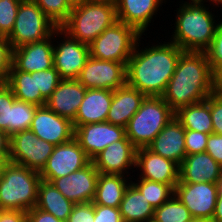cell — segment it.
<instances>
[{
  "mask_svg": "<svg viewBox=\"0 0 222 222\" xmlns=\"http://www.w3.org/2000/svg\"><path fill=\"white\" fill-rule=\"evenodd\" d=\"M43 13L58 27L69 18L73 6L68 0H33Z\"/></svg>",
  "mask_w": 222,
  "mask_h": 222,
  "instance_id": "obj_34",
  "label": "cell"
},
{
  "mask_svg": "<svg viewBox=\"0 0 222 222\" xmlns=\"http://www.w3.org/2000/svg\"><path fill=\"white\" fill-rule=\"evenodd\" d=\"M206 5L209 4L199 0H182L177 8L170 41L183 51L205 52L210 47L222 19H215Z\"/></svg>",
  "mask_w": 222,
  "mask_h": 222,
  "instance_id": "obj_3",
  "label": "cell"
},
{
  "mask_svg": "<svg viewBox=\"0 0 222 222\" xmlns=\"http://www.w3.org/2000/svg\"><path fill=\"white\" fill-rule=\"evenodd\" d=\"M194 218L189 209L173 194L165 203L155 208L153 220L157 222H190Z\"/></svg>",
  "mask_w": 222,
  "mask_h": 222,
  "instance_id": "obj_31",
  "label": "cell"
},
{
  "mask_svg": "<svg viewBox=\"0 0 222 222\" xmlns=\"http://www.w3.org/2000/svg\"><path fill=\"white\" fill-rule=\"evenodd\" d=\"M147 222H157V221H155V220L151 219V220H149V221H147Z\"/></svg>",
  "mask_w": 222,
  "mask_h": 222,
  "instance_id": "obj_56",
  "label": "cell"
},
{
  "mask_svg": "<svg viewBox=\"0 0 222 222\" xmlns=\"http://www.w3.org/2000/svg\"><path fill=\"white\" fill-rule=\"evenodd\" d=\"M217 185L222 186V177L218 180Z\"/></svg>",
  "mask_w": 222,
  "mask_h": 222,
  "instance_id": "obj_55",
  "label": "cell"
},
{
  "mask_svg": "<svg viewBox=\"0 0 222 222\" xmlns=\"http://www.w3.org/2000/svg\"><path fill=\"white\" fill-rule=\"evenodd\" d=\"M190 222H211V221H209V220H202V219H193Z\"/></svg>",
  "mask_w": 222,
  "mask_h": 222,
  "instance_id": "obj_52",
  "label": "cell"
},
{
  "mask_svg": "<svg viewBox=\"0 0 222 222\" xmlns=\"http://www.w3.org/2000/svg\"><path fill=\"white\" fill-rule=\"evenodd\" d=\"M66 222H94L93 202L75 203Z\"/></svg>",
  "mask_w": 222,
  "mask_h": 222,
  "instance_id": "obj_42",
  "label": "cell"
},
{
  "mask_svg": "<svg viewBox=\"0 0 222 222\" xmlns=\"http://www.w3.org/2000/svg\"><path fill=\"white\" fill-rule=\"evenodd\" d=\"M53 40V41H52ZM52 36L13 49L12 65L19 71L33 73L54 67Z\"/></svg>",
  "mask_w": 222,
  "mask_h": 222,
  "instance_id": "obj_19",
  "label": "cell"
},
{
  "mask_svg": "<svg viewBox=\"0 0 222 222\" xmlns=\"http://www.w3.org/2000/svg\"><path fill=\"white\" fill-rule=\"evenodd\" d=\"M94 222H123L119 208L94 204Z\"/></svg>",
  "mask_w": 222,
  "mask_h": 222,
  "instance_id": "obj_43",
  "label": "cell"
},
{
  "mask_svg": "<svg viewBox=\"0 0 222 222\" xmlns=\"http://www.w3.org/2000/svg\"><path fill=\"white\" fill-rule=\"evenodd\" d=\"M141 38L126 65V84L146 96H162L184 51L171 41L141 48Z\"/></svg>",
  "mask_w": 222,
  "mask_h": 222,
  "instance_id": "obj_1",
  "label": "cell"
},
{
  "mask_svg": "<svg viewBox=\"0 0 222 222\" xmlns=\"http://www.w3.org/2000/svg\"><path fill=\"white\" fill-rule=\"evenodd\" d=\"M131 177L99 173L93 204L119 208Z\"/></svg>",
  "mask_w": 222,
  "mask_h": 222,
  "instance_id": "obj_26",
  "label": "cell"
},
{
  "mask_svg": "<svg viewBox=\"0 0 222 222\" xmlns=\"http://www.w3.org/2000/svg\"><path fill=\"white\" fill-rule=\"evenodd\" d=\"M206 152L222 166V135L209 134Z\"/></svg>",
  "mask_w": 222,
  "mask_h": 222,
  "instance_id": "obj_44",
  "label": "cell"
},
{
  "mask_svg": "<svg viewBox=\"0 0 222 222\" xmlns=\"http://www.w3.org/2000/svg\"><path fill=\"white\" fill-rule=\"evenodd\" d=\"M55 145L39 139L33 131H19L10 136L9 161L41 172Z\"/></svg>",
  "mask_w": 222,
  "mask_h": 222,
  "instance_id": "obj_9",
  "label": "cell"
},
{
  "mask_svg": "<svg viewBox=\"0 0 222 222\" xmlns=\"http://www.w3.org/2000/svg\"><path fill=\"white\" fill-rule=\"evenodd\" d=\"M16 100L12 89L7 85H0V130L9 135L11 107Z\"/></svg>",
  "mask_w": 222,
  "mask_h": 222,
  "instance_id": "obj_37",
  "label": "cell"
},
{
  "mask_svg": "<svg viewBox=\"0 0 222 222\" xmlns=\"http://www.w3.org/2000/svg\"><path fill=\"white\" fill-rule=\"evenodd\" d=\"M219 88L222 90V74L219 76Z\"/></svg>",
  "mask_w": 222,
  "mask_h": 222,
  "instance_id": "obj_53",
  "label": "cell"
},
{
  "mask_svg": "<svg viewBox=\"0 0 222 222\" xmlns=\"http://www.w3.org/2000/svg\"><path fill=\"white\" fill-rule=\"evenodd\" d=\"M136 150L125 136L122 140L108 145L92 162L99 173L129 176L128 171L135 168Z\"/></svg>",
  "mask_w": 222,
  "mask_h": 222,
  "instance_id": "obj_18",
  "label": "cell"
},
{
  "mask_svg": "<svg viewBox=\"0 0 222 222\" xmlns=\"http://www.w3.org/2000/svg\"><path fill=\"white\" fill-rule=\"evenodd\" d=\"M40 173L6 162L0 177V210L29 211L36 206Z\"/></svg>",
  "mask_w": 222,
  "mask_h": 222,
  "instance_id": "obj_5",
  "label": "cell"
},
{
  "mask_svg": "<svg viewBox=\"0 0 222 222\" xmlns=\"http://www.w3.org/2000/svg\"><path fill=\"white\" fill-rule=\"evenodd\" d=\"M174 194L194 219L212 220L219 194L217 183H177Z\"/></svg>",
  "mask_w": 222,
  "mask_h": 222,
  "instance_id": "obj_12",
  "label": "cell"
},
{
  "mask_svg": "<svg viewBox=\"0 0 222 222\" xmlns=\"http://www.w3.org/2000/svg\"><path fill=\"white\" fill-rule=\"evenodd\" d=\"M57 28L33 0H21L12 32L7 39L14 49L48 38Z\"/></svg>",
  "mask_w": 222,
  "mask_h": 222,
  "instance_id": "obj_8",
  "label": "cell"
},
{
  "mask_svg": "<svg viewBox=\"0 0 222 222\" xmlns=\"http://www.w3.org/2000/svg\"><path fill=\"white\" fill-rule=\"evenodd\" d=\"M10 155V136L5 132L0 130V158L5 162L9 161Z\"/></svg>",
  "mask_w": 222,
  "mask_h": 222,
  "instance_id": "obj_47",
  "label": "cell"
},
{
  "mask_svg": "<svg viewBox=\"0 0 222 222\" xmlns=\"http://www.w3.org/2000/svg\"><path fill=\"white\" fill-rule=\"evenodd\" d=\"M85 92L86 88L77 79H62L45 105L59 116L73 121Z\"/></svg>",
  "mask_w": 222,
  "mask_h": 222,
  "instance_id": "obj_22",
  "label": "cell"
},
{
  "mask_svg": "<svg viewBox=\"0 0 222 222\" xmlns=\"http://www.w3.org/2000/svg\"><path fill=\"white\" fill-rule=\"evenodd\" d=\"M210 113L213 133L222 135V90L220 88L210 95Z\"/></svg>",
  "mask_w": 222,
  "mask_h": 222,
  "instance_id": "obj_41",
  "label": "cell"
},
{
  "mask_svg": "<svg viewBox=\"0 0 222 222\" xmlns=\"http://www.w3.org/2000/svg\"><path fill=\"white\" fill-rule=\"evenodd\" d=\"M135 168L140 171L138 179L169 184L173 189L179 182V165L153 153L147 147L136 150Z\"/></svg>",
  "mask_w": 222,
  "mask_h": 222,
  "instance_id": "obj_17",
  "label": "cell"
},
{
  "mask_svg": "<svg viewBox=\"0 0 222 222\" xmlns=\"http://www.w3.org/2000/svg\"><path fill=\"white\" fill-rule=\"evenodd\" d=\"M58 36L61 42L56 41L59 44H54V68L58 71L61 79H78L82 68L90 57L89 46L72 38L61 27H58L54 32L55 39Z\"/></svg>",
  "mask_w": 222,
  "mask_h": 222,
  "instance_id": "obj_10",
  "label": "cell"
},
{
  "mask_svg": "<svg viewBox=\"0 0 222 222\" xmlns=\"http://www.w3.org/2000/svg\"><path fill=\"white\" fill-rule=\"evenodd\" d=\"M6 162L0 158V177H1V173H2V169H3V166Z\"/></svg>",
  "mask_w": 222,
  "mask_h": 222,
  "instance_id": "obj_51",
  "label": "cell"
},
{
  "mask_svg": "<svg viewBox=\"0 0 222 222\" xmlns=\"http://www.w3.org/2000/svg\"><path fill=\"white\" fill-rule=\"evenodd\" d=\"M7 85L12 89L17 100L44 106L46 100L37 91L36 72L28 73L17 70L13 65L9 71Z\"/></svg>",
  "mask_w": 222,
  "mask_h": 222,
  "instance_id": "obj_30",
  "label": "cell"
},
{
  "mask_svg": "<svg viewBox=\"0 0 222 222\" xmlns=\"http://www.w3.org/2000/svg\"><path fill=\"white\" fill-rule=\"evenodd\" d=\"M145 97L144 93L127 84L113 90V99L106 121L126 127L130 118L139 110Z\"/></svg>",
  "mask_w": 222,
  "mask_h": 222,
  "instance_id": "obj_25",
  "label": "cell"
},
{
  "mask_svg": "<svg viewBox=\"0 0 222 222\" xmlns=\"http://www.w3.org/2000/svg\"><path fill=\"white\" fill-rule=\"evenodd\" d=\"M218 195H222V186H218Z\"/></svg>",
  "mask_w": 222,
  "mask_h": 222,
  "instance_id": "obj_54",
  "label": "cell"
},
{
  "mask_svg": "<svg viewBox=\"0 0 222 222\" xmlns=\"http://www.w3.org/2000/svg\"><path fill=\"white\" fill-rule=\"evenodd\" d=\"M21 0H0V35L8 37L13 29Z\"/></svg>",
  "mask_w": 222,
  "mask_h": 222,
  "instance_id": "obj_35",
  "label": "cell"
},
{
  "mask_svg": "<svg viewBox=\"0 0 222 222\" xmlns=\"http://www.w3.org/2000/svg\"><path fill=\"white\" fill-rule=\"evenodd\" d=\"M125 136V127L107 121L74 128V138L91 161L108 145L122 140Z\"/></svg>",
  "mask_w": 222,
  "mask_h": 222,
  "instance_id": "obj_14",
  "label": "cell"
},
{
  "mask_svg": "<svg viewBox=\"0 0 222 222\" xmlns=\"http://www.w3.org/2000/svg\"><path fill=\"white\" fill-rule=\"evenodd\" d=\"M13 49L5 36H0V85L7 84L12 66Z\"/></svg>",
  "mask_w": 222,
  "mask_h": 222,
  "instance_id": "obj_39",
  "label": "cell"
},
{
  "mask_svg": "<svg viewBox=\"0 0 222 222\" xmlns=\"http://www.w3.org/2000/svg\"><path fill=\"white\" fill-rule=\"evenodd\" d=\"M37 107L35 104L17 99L13 102L9 123V136L16 132L30 129Z\"/></svg>",
  "mask_w": 222,
  "mask_h": 222,
  "instance_id": "obj_33",
  "label": "cell"
},
{
  "mask_svg": "<svg viewBox=\"0 0 222 222\" xmlns=\"http://www.w3.org/2000/svg\"><path fill=\"white\" fill-rule=\"evenodd\" d=\"M141 36L135 28L117 20L89 45L90 57L127 65Z\"/></svg>",
  "mask_w": 222,
  "mask_h": 222,
  "instance_id": "obj_7",
  "label": "cell"
},
{
  "mask_svg": "<svg viewBox=\"0 0 222 222\" xmlns=\"http://www.w3.org/2000/svg\"><path fill=\"white\" fill-rule=\"evenodd\" d=\"M91 160L75 138L56 145L40 172L41 180L51 182L87 166Z\"/></svg>",
  "mask_w": 222,
  "mask_h": 222,
  "instance_id": "obj_11",
  "label": "cell"
},
{
  "mask_svg": "<svg viewBox=\"0 0 222 222\" xmlns=\"http://www.w3.org/2000/svg\"><path fill=\"white\" fill-rule=\"evenodd\" d=\"M209 134L185 130V150L187 155L206 152Z\"/></svg>",
  "mask_w": 222,
  "mask_h": 222,
  "instance_id": "obj_40",
  "label": "cell"
},
{
  "mask_svg": "<svg viewBox=\"0 0 222 222\" xmlns=\"http://www.w3.org/2000/svg\"><path fill=\"white\" fill-rule=\"evenodd\" d=\"M137 181L133 182L131 180V183L145 196L154 208L161 206L174 194V189L169 184L146 179Z\"/></svg>",
  "mask_w": 222,
  "mask_h": 222,
  "instance_id": "obj_32",
  "label": "cell"
},
{
  "mask_svg": "<svg viewBox=\"0 0 222 222\" xmlns=\"http://www.w3.org/2000/svg\"><path fill=\"white\" fill-rule=\"evenodd\" d=\"M27 222H66L57 219L52 214L42 211L37 207L27 211Z\"/></svg>",
  "mask_w": 222,
  "mask_h": 222,
  "instance_id": "obj_45",
  "label": "cell"
},
{
  "mask_svg": "<svg viewBox=\"0 0 222 222\" xmlns=\"http://www.w3.org/2000/svg\"><path fill=\"white\" fill-rule=\"evenodd\" d=\"M113 90L108 89H86L83 101L75 119L72 121L73 127L83 124L106 122L111 102Z\"/></svg>",
  "mask_w": 222,
  "mask_h": 222,
  "instance_id": "obj_24",
  "label": "cell"
},
{
  "mask_svg": "<svg viewBox=\"0 0 222 222\" xmlns=\"http://www.w3.org/2000/svg\"><path fill=\"white\" fill-rule=\"evenodd\" d=\"M175 118L185 130L212 134L210 96L205 101L181 107L175 112Z\"/></svg>",
  "mask_w": 222,
  "mask_h": 222,
  "instance_id": "obj_29",
  "label": "cell"
},
{
  "mask_svg": "<svg viewBox=\"0 0 222 222\" xmlns=\"http://www.w3.org/2000/svg\"><path fill=\"white\" fill-rule=\"evenodd\" d=\"M199 1H203L204 3L209 1V3H211V5H213L212 7H214V5L216 7H218L219 5H222V0H199Z\"/></svg>",
  "mask_w": 222,
  "mask_h": 222,
  "instance_id": "obj_49",
  "label": "cell"
},
{
  "mask_svg": "<svg viewBox=\"0 0 222 222\" xmlns=\"http://www.w3.org/2000/svg\"><path fill=\"white\" fill-rule=\"evenodd\" d=\"M0 222H27V212L23 210H0Z\"/></svg>",
  "mask_w": 222,
  "mask_h": 222,
  "instance_id": "obj_46",
  "label": "cell"
},
{
  "mask_svg": "<svg viewBox=\"0 0 222 222\" xmlns=\"http://www.w3.org/2000/svg\"><path fill=\"white\" fill-rule=\"evenodd\" d=\"M116 21L114 0H87L73 6L61 28L72 38L89 46Z\"/></svg>",
  "mask_w": 222,
  "mask_h": 222,
  "instance_id": "obj_4",
  "label": "cell"
},
{
  "mask_svg": "<svg viewBox=\"0 0 222 222\" xmlns=\"http://www.w3.org/2000/svg\"><path fill=\"white\" fill-rule=\"evenodd\" d=\"M222 177V166L207 152L186 155L179 165L178 183H217Z\"/></svg>",
  "mask_w": 222,
  "mask_h": 222,
  "instance_id": "obj_23",
  "label": "cell"
},
{
  "mask_svg": "<svg viewBox=\"0 0 222 222\" xmlns=\"http://www.w3.org/2000/svg\"><path fill=\"white\" fill-rule=\"evenodd\" d=\"M211 222H222V195H218Z\"/></svg>",
  "mask_w": 222,
  "mask_h": 222,
  "instance_id": "obj_48",
  "label": "cell"
},
{
  "mask_svg": "<svg viewBox=\"0 0 222 222\" xmlns=\"http://www.w3.org/2000/svg\"><path fill=\"white\" fill-rule=\"evenodd\" d=\"M205 52L210 67L220 76L222 74V21L216 30L210 47Z\"/></svg>",
  "mask_w": 222,
  "mask_h": 222,
  "instance_id": "obj_38",
  "label": "cell"
},
{
  "mask_svg": "<svg viewBox=\"0 0 222 222\" xmlns=\"http://www.w3.org/2000/svg\"><path fill=\"white\" fill-rule=\"evenodd\" d=\"M154 210L145 196L130 183L119 206L123 222H147L153 219Z\"/></svg>",
  "mask_w": 222,
  "mask_h": 222,
  "instance_id": "obj_28",
  "label": "cell"
},
{
  "mask_svg": "<svg viewBox=\"0 0 222 222\" xmlns=\"http://www.w3.org/2000/svg\"><path fill=\"white\" fill-rule=\"evenodd\" d=\"M74 205L75 203L64 197L51 182L40 181L35 207L52 214L57 219L67 221Z\"/></svg>",
  "mask_w": 222,
  "mask_h": 222,
  "instance_id": "obj_27",
  "label": "cell"
},
{
  "mask_svg": "<svg viewBox=\"0 0 222 222\" xmlns=\"http://www.w3.org/2000/svg\"><path fill=\"white\" fill-rule=\"evenodd\" d=\"M153 153L180 165L185 159V129L173 117L147 146Z\"/></svg>",
  "mask_w": 222,
  "mask_h": 222,
  "instance_id": "obj_21",
  "label": "cell"
},
{
  "mask_svg": "<svg viewBox=\"0 0 222 222\" xmlns=\"http://www.w3.org/2000/svg\"><path fill=\"white\" fill-rule=\"evenodd\" d=\"M117 20L135 28L141 35L166 0H114Z\"/></svg>",
  "mask_w": 222,
  "mask_h": 222,
  "instance_id": "obj_20",
  "label": "cell"
},
{
  "mask_svg": "<svg viewBox=\"0 0 222 222\" xmlns=\"http://www.w3.org/2000/svg\"><path fill=\"white\" fill-rule=\"evenodd\" d=\"M77 80L86 89L116 90L126 84V65L89 57Z\"/></svg>",
  "mask_w": 222,
  "mask_h": 222,
  "instance_id": "obj_13",
  "label": "cell"
},
{
  "mask_svg": "<svg viewBox=\"0 0 222 222\" xmlns=\"http://www.w3.org/2000/svg\"><path fill=\"white\" fill-rule=\"evenodd\" d=\"M173 117L162 96H146L125 127L126 137L137 149L147 147Z\"/></svg>",
  "mask_w": 222,
  "mask_h": 222,
  "instance_id": "obj_6",
  "label": "cell"
},
{
  "mask_svg": "<svg viewBox=\"0 0 222 222\" xmlns=\"http://www.w3.org/2000/svg\"><path fill=\"white\" fill-rule=\"evenodd\" d=\"M218 88L219 75L210 67L206 52L184 51L162 98L176 112L205 101Z\"/></svg>",
  "mask_w": 222,
  "mask_h": 222,
  "instance_id": "obj_2",
  "label": "cell"
},
{
  "mask_svg": "<svg viewBox=\"0 0 222 222\" xmlns=\"http://www.w3.org/2000/svg\"><path fill=\"white\" fill-rule=\"evenodd\" d=\"M99 171L91 161L84 168L69 175L53 179L51 183L74 203L93 202Z\"/></svg>",
  "mask_w": 222,
  "mask_h": 222,
  "instance_id": "obj_15",
  "label": "cell"
},
{
  "mask_svg": "<svg viewBox=\"0 0 222 222\" xmlns=\"http://www.w3.org/2000/svg\"><path fill=\"white\" fill-rule=\"evenodd\" d=\"M61 80L58 71L54 67L36 72L37 91H40L42 97L47 100Z\"/></svg>",
  "mask_w": 222,
  "mask_h": 222,
  "instance_id": "obj_36",
  "label": "cell"
},
{
  "mask_svg": "<svg viewBox=\"0 0 222 222\" xmlns=\"http://www.w3.org/2000/svg\"><path fill=\"white\" fill-rule=\"evenodd\" d=\"M69 3L74 6V5H77V4H81L83 3L84 1H87V0H68Z\"/></svg>",
  "mask_w": 222,
  "mask_h": 222,
  "instance_id": "obj_50",
  "label": "cell"
},
{
  "mask_svg": "<svg viewBox=\"0 0 222 222\" xmlns=\"http://www.w3.org/2000/svg\"><path fill=\"white\" fill-rule=\"evenodd\" d=\"M30 130L39 138L56 145L74 138V127L70 119L59 116L46 105L38 106Z\"/></svg>",
  "mask_w": 222,
  "mask_h": 222,
  "instance_id": "obj_16",
  "label": "cell"
}]
</instances>
